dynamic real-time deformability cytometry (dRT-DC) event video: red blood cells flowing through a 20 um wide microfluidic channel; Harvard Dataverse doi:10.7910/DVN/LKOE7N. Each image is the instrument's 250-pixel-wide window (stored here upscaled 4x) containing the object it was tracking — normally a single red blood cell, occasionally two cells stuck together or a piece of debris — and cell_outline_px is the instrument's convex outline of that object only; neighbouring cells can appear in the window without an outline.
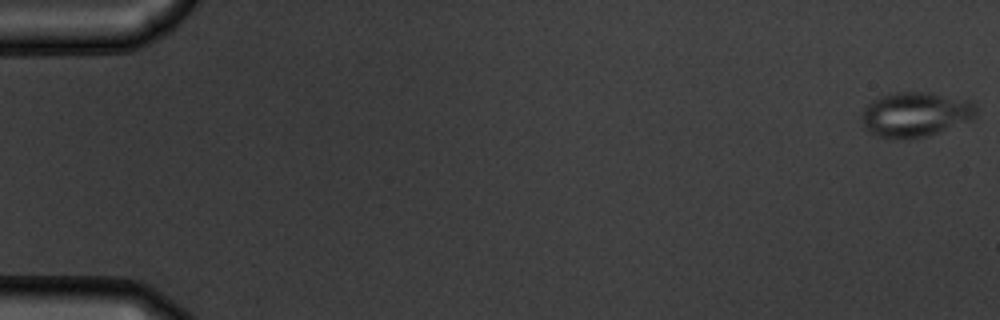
{"species": "common noctule bat (a hibernating species)", "species_latin": "Nyctalus noctula", "temperature_condition": "warm", "stored_images_in_passage": 17, "camera_frame_rate_fps": 3000, "um_per_image_px": 0.085, "animal": {"sex": "male", "body_mass_g": 19.5, "forearm_length_mm": 54.6}, "frame": {"image": 1, "passage_image": 1, "time_ms": 0.0, "image_size_px": [1000, 320], "cell_outline_px": [[976, 112], [972, 120], [940, 132], [908, 140], [892, 140], [876, 136], [868, 132], [864, 128], [860, 116], [864, 108], [872, 100], [888, 92], [928, 92], [976, 100]], "centroid_in_image_um": [77.8, 9.73], "position_along_channel_um": 7.2, "area_um2": 30.87}}